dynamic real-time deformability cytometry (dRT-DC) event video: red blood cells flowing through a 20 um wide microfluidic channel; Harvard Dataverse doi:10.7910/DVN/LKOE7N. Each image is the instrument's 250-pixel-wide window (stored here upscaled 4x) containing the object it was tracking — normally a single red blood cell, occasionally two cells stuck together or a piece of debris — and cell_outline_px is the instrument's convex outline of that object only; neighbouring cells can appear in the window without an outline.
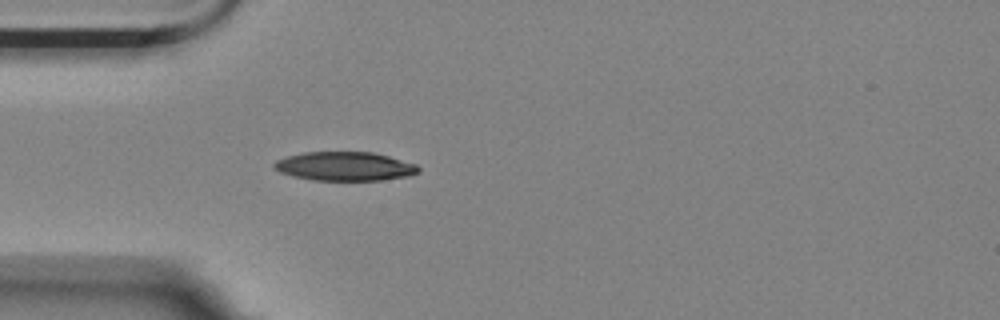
{"species": "Egyptian fruit bat (a non-hibernating species)", "species_latin": "Rousettus aegyptiacus", "temperature_condition": "room temperature", "stored_images_in_passage": 41, "camera_frame_rate_fps": 3000, "um_per_image_px": 0.085, "animal": {"sex": "female"}, "frame": {"image": 1, "passage_image": 1, "time_ms": 0.0, "image_size_px": [1000, 320], "cell_outline_px": [[420, 172], [408, 176], [380, 180], [312, 180], [292, 176], [280, 172], [272, 168], [272, 164], [276, 160], [288, 156], [304, 152], [372, 152], [388, 156], [416, 164], [420, 168]], "centroid_in_image_um": [29.28, 14.14], "position_along_channel_um": 55.7, "area_um2": 24.33}}
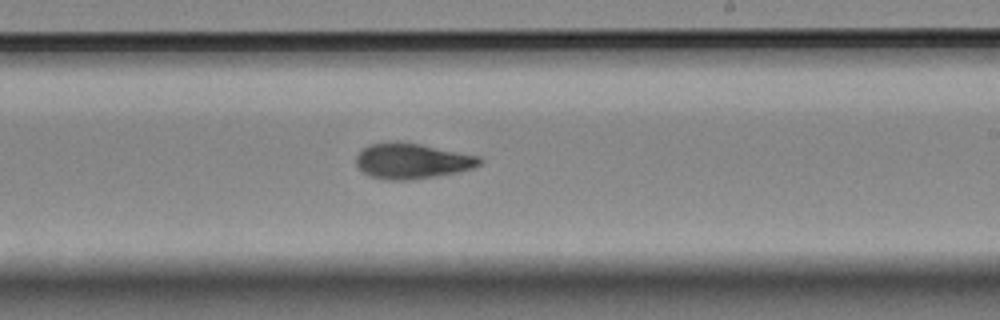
{"frame": {"image": 2, "passage_image": 18, "time_ms": 5.667, "image_size_px": [1000, 320], "cell_outline_px": [[484, 160], [480, 164], [472, 168], [460, 172], [436, 176], [408, 180], [388, 180], [372, 176], [364, 172], [356, 164], [356, 156], [368, 144], [388, 140], [396, 140], [420, 144], [480, 156]], "centroid_in_image_um": [35.03, 13.66], "position_along_channel_um": 254.0, "area_um2": 25.72}}
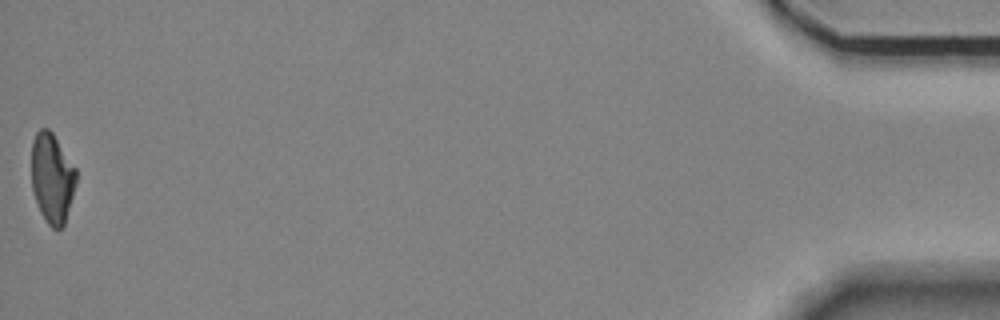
{"frame": {"image": 3, "passage_image": 41, "time_ms": 13.333, "image_size_px": [1000, 320], "cell_outline_px": [[76, 184], [64, 228], [52, 228], [48, 224], [40, 212], [32, 188], [32, 140], [36, 132], [40, 128], [48, 128], [52, 132], [76, 168]], "centroid_in_image_um": [4.44, 15.14], "position_along_channel_um": 430.8, "area_um2": 23.47}, "authors_computed_cell_mechanics": {"area_um2": 25.0274, "velocity_mm_per_s": 3.5667, "shape_relaxation_time_tau1_ms": 5.6471, "shape_relaxation_time_tau2_ms": 3.5953, "deformation_change_tau1": 0.1657, "deformation_change_tau2": 0.0995}}